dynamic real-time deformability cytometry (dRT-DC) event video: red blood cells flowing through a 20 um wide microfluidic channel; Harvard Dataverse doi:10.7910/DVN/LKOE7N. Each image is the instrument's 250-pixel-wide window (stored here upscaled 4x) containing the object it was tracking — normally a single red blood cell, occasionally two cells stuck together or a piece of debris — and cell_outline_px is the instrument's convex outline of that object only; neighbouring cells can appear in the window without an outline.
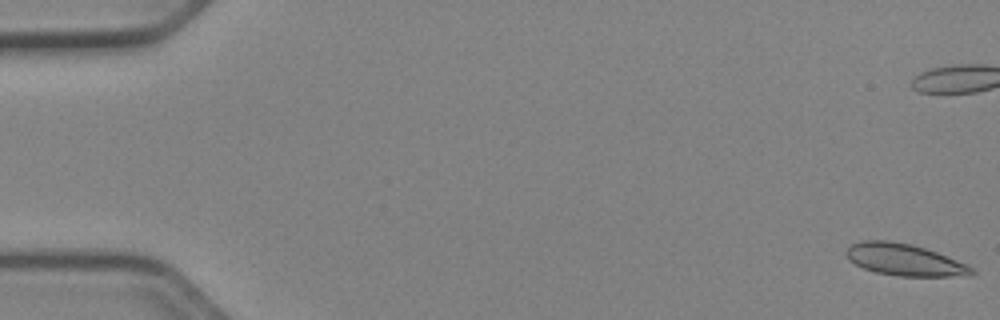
{"species": "Egyptian fruit bat (a non-hibernating species)", "species_latin": "Rousettus aegyptiacus", "temperature_condition": "cold", "stored_images_in_passage": 53, "camera_frame_rate_fps": 3000, "um_per_image_px": 0.085, "animal": {"sex": "female"}, "frame": {"image": 1, "passage_image": 1, "time_ms": 0.0, "image_size_px": [1000, 320], "cell_outline_px": [[976, 272], [972, 276], [900, 276], [876, 272], [864, 268], [848, 260], [844, 252], [852, 244], [860, 240], [888, 240], [912, 244], [936, 252], [964, 264], [972, 268]], "centroid_in_image_um": [76.84, 22.07], "position_along_channel_um": 8.2, "area_um2": 23.12}}
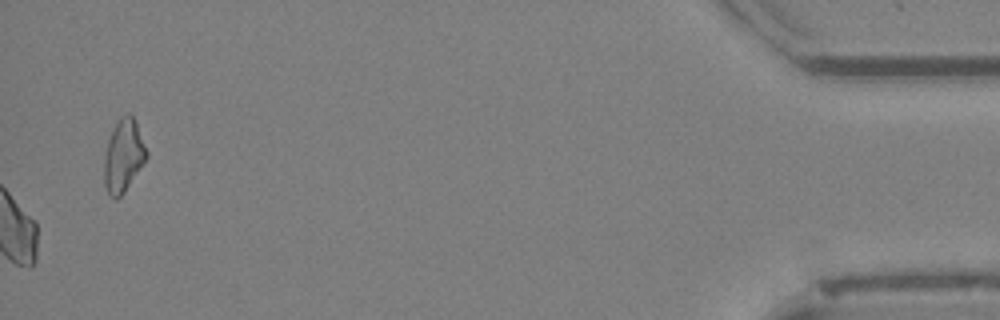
{"frame": {"image": 2, "passage_image": 53, "time_ms": 17.333, "image_size_px": [1000, 320], "cell_outline_px": [[148, 156], [124, 192], [116, 200], [108, 196], [104, 184], [104, 156], [108, 140], [112, 128], [120, 116], [128, 112], [136, 120], [148, 152]], "centroid_in_image_um": [10.48, 13.22], "position_along_channel_um": 424.7, "area_um2": 18.15}, "authors_computed_cell_mechanics": {"area_um2": 22.4842, "velocity_mm_per_s": 3.9351, "shape_relaxation_time_tau1_ms": 4.2691, "shape_relaxation_time_tau2_ms": 5.9471, "deformation_change_tau1": 0.0691, "deformation_change_tau2": 0.1151}}